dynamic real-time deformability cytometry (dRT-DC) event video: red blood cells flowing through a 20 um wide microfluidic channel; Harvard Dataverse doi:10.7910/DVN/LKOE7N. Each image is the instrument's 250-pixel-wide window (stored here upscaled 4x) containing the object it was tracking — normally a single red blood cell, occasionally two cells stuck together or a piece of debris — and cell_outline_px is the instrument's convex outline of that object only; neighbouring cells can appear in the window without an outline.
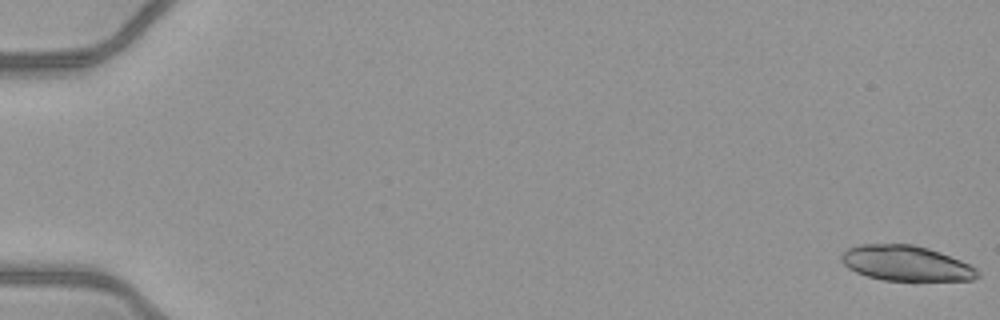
{"species": "common noctule bat (a hibernating species)", "species_latin": "Nyctalus noctula", "temperature_condition": "warm", "stored_images_in_passage": 23, "camera_frame_rate_fps": 3000, "um_per_image_px": 0.085, "animal": {"sex": "female", "body_mass_g": 21.9}, "frame": {"image": 1, "passage_image": 1, "time_ms": 0.0, "image_size_px": [1000, 320], "cell_outline_px": [[980, 276], [972, 280], [884, 280], [868, 276], [856, 272], [848, 268], [840, 260], [840, 256], [848, 248], [860, 244], [912, 244], [928, 248], [940, 252], [960, 260], [976, 268], [980, 272]], "centroid_in_image_um": [77.01, 22.37], "position_along_channel_um": 8.0, "area_um2": 27.86}}